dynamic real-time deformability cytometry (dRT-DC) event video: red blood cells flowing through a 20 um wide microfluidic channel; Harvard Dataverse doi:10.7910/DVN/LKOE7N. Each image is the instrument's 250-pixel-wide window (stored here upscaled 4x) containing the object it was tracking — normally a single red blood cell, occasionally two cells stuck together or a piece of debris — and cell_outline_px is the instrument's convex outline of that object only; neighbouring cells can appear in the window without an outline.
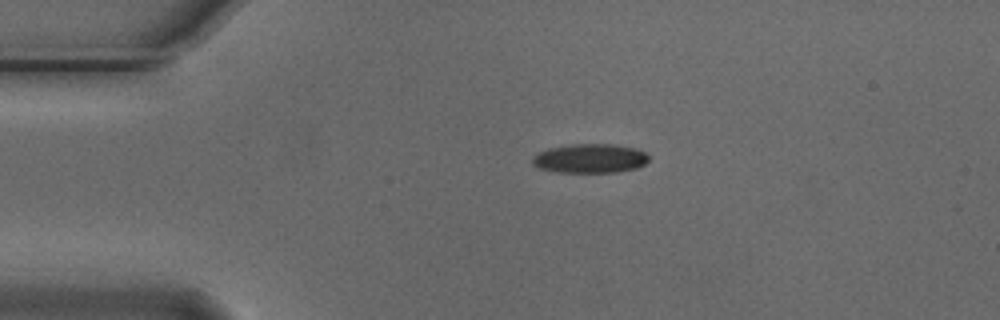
{"species": "Egyptian fruit bat (a non-hibernating species)", "species_latin": "Rousettus aegyptiacus", "temperature_condition": "cold", "stored_images_in_passage": 2, "camera_frame_rate_fps": 3000, "um_per_image_px": 0.085, "animal": {"sex": "male"}, "frame": {"image": 1, "passage_image": 1, "time_ms": 0.0, "image_size_px": [1000, 320], "cell_outline_px": [[648, 160], [644, 164], [636, 168], [616, 172], [556, 172], [536, 168], [532, 164], [532, 156], [548, 148], [572, 144], [616, 144], [636, 148], [644, 152], [648, 156]], "centroid_in_image_um": [50.12, 13.46], "position_along_channel_um": 34.9, "area_um2": 19.88}}